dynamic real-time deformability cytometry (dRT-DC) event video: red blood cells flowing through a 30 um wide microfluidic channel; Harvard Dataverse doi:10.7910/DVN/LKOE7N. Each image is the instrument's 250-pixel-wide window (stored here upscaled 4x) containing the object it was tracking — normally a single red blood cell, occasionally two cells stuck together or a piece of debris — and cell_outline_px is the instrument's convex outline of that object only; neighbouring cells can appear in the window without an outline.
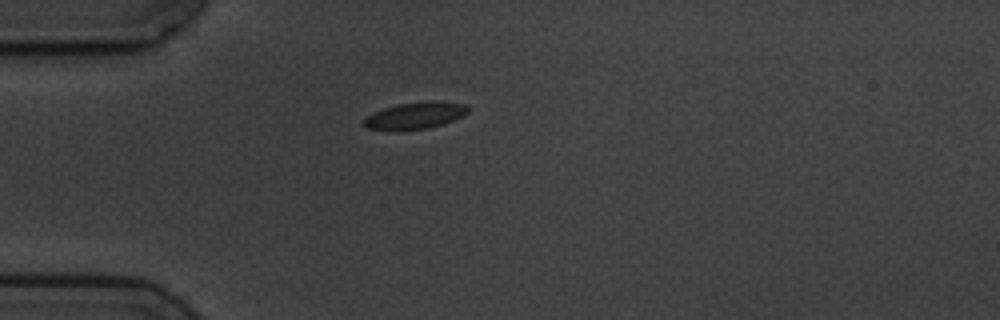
{"species": "common noctule bat (a hibernating species)", "species_latin": "Nyctalus noctula", "temperature_condition": "cold", "stored_images_in_passage": 1, "camera_frame_rate_fps": 3000, "um_per_image_px": 0.085, "animal": {"sex": "male", "body_mass_g": 19.5, "forearm_length_mm": 54.6}, "frame": {"image": 1, "passage_image": 1, "time_ms": 0.0, "image_size_px": [1000, 320], "cell_outline_px": [[472, 108], [468, 112], [444, 124], [428, 128], [368, 128], [364, 124], [364, 120], [372, 112], [384, 108], [400, 104], [428, 100], [440, 100], [464, 104]], "centroid_in_image_um": [35.39, 9.76], "position_along_channel_um": 49.6, "area_um2": 15.72}}